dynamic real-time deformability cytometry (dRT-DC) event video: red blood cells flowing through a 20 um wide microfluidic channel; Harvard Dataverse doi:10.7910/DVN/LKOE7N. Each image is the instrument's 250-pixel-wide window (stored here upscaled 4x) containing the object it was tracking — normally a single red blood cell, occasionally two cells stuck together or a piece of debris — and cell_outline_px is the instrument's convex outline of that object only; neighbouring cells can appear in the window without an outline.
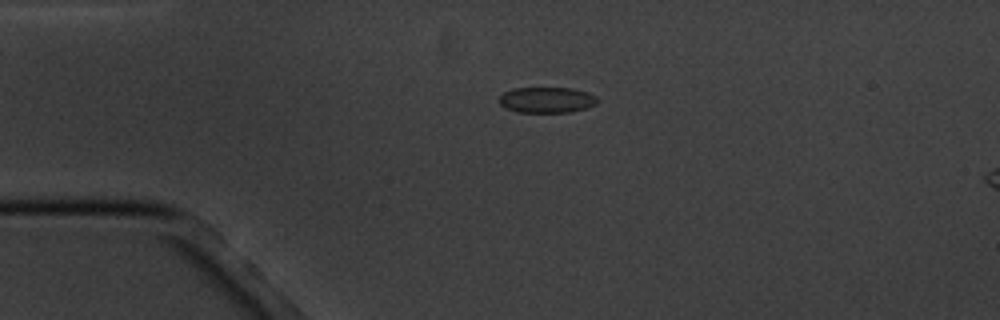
{"species": "common noctule bat (a hibernating species)", "species_latin": "Nyctalus noctula", "temperature_condition": "cold", "stored_images_in_passage": 4, "camera_frame_rate_fps": 3000, "um_per_image_px": 0.085, "animal": {"sex": "male", "body_mass_g": 20.1, "forearm_length_mm": 53.5}, "frame": {"image": 1, "passage_image": 2, "time_ms": 1.0, "image_size_px": [1000, 320], "cell_outline_px": [[596, 104], [588, 108], [572, 112], [516, 112], [504, 108], [496, 100], [504, 92], [512, 88], [572, 88], [588, 92], [596, 96]], "centroid_in_image_um": [46.44, 8.5], "position_along_channel_um": 38.6, "area_um2": 14.97}}
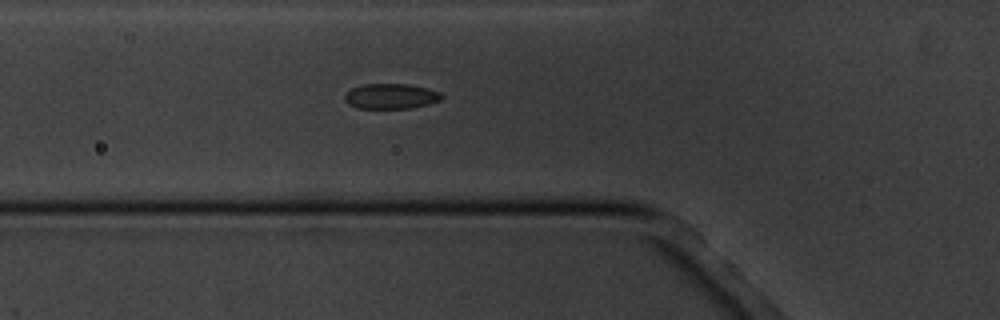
{"frame": {"image": 2, "passage_image": 4, "time_ms": 3.333, "image_size_px": [1000, 320], "cell_outline_px": [[444, 96], [440, 100], [428, 104], [412, 108], [356, 108], [348, 104], [344, 100], [344, 96], [352, 88], [360, 84], [408, 84], [428, 88], [440, 92]], "centroid_in_image_um": [33.22, 8.18], "position_along_channel_um": 92.6, "area_um2": 14.33}}